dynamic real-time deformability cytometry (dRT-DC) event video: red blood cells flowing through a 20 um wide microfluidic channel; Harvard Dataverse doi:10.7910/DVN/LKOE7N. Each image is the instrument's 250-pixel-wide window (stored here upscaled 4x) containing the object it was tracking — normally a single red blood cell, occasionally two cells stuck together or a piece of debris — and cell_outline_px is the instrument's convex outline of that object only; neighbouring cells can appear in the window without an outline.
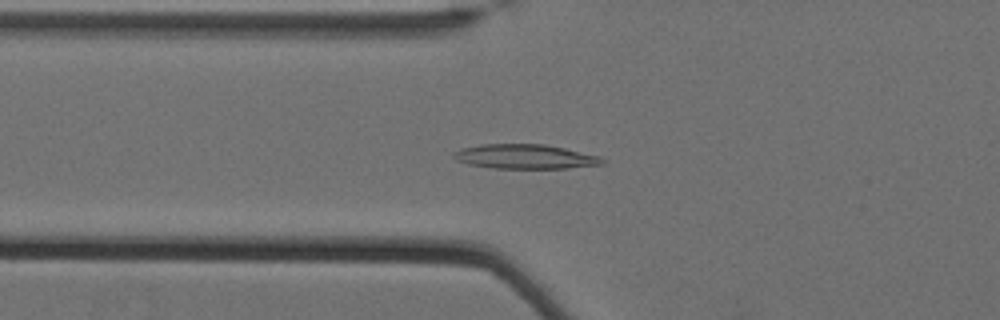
{"species": "Egyptian fruit bat (a non-hibernating species)", "species_latin": "Rousettus aegyptiacus", "temperature_condition": "cold", "stored_images_in_passage": 6, "camera_frame_rate_fps": 3000, "um_per_image_px": 0.085, "animal": {"sex": "female"}, "frame": {"image": 1, "passage_image": 6, "time_ms": 1.667, "image_size_px": [1000, 320], "cell_outline_px": [[604, 164], [568, 168], [492, 168], [468, 164], [456, 160], [452, 156], [452, 152], [460, 148], [480, 144], [544, 144], [564, 148], [600, 156], [604, 160]], "centroid_in_image_um": [44.59, 13.31], "position_along_channel_um": 81.2, "area_um2": 21.27}}